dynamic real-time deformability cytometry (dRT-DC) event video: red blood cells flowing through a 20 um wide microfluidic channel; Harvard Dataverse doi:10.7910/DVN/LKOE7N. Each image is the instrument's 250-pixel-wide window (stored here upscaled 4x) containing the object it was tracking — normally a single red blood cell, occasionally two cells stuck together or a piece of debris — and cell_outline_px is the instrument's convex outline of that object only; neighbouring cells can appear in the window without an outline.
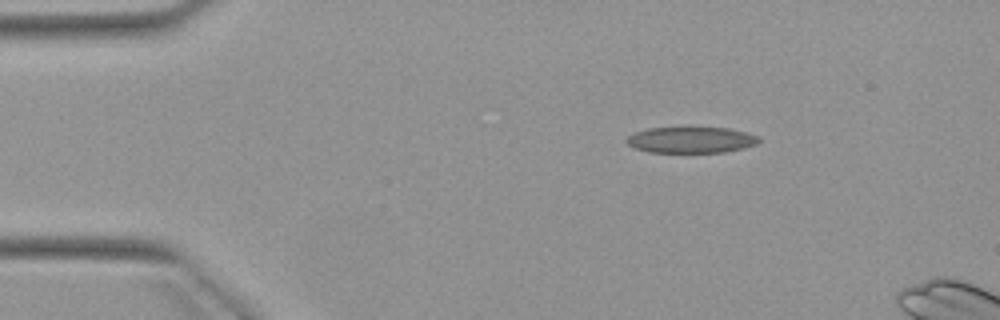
{"species": "Egyptian fruit bat (a non-hibernating species)", "species_latin": "Rousettus aegyptiacus", "temperature_condition": "warm", "stored_images_in_passage": 3, "camera_frame_rate_fps": 3000, "um_per_image_px": 0.085, "animal": {"sex": "female"}, "frame": {"image": 1, "passage_image": 1, "time_ms": 0.0, "image_size_px": [1000, 320], "cell_outline_px": [[760, 140], [756, 144], [744, 148], [724, 152], [648, 152], [632, 148], [624, 140], [628, 136], [636, 132], [648, 128], [688, 124], [692, 124], [728, 128], [760, 136]], "centroid_in_image_um": [58.71, 11.83], "position_along_channel_um": 26.3, "area_um2": 21.27}}